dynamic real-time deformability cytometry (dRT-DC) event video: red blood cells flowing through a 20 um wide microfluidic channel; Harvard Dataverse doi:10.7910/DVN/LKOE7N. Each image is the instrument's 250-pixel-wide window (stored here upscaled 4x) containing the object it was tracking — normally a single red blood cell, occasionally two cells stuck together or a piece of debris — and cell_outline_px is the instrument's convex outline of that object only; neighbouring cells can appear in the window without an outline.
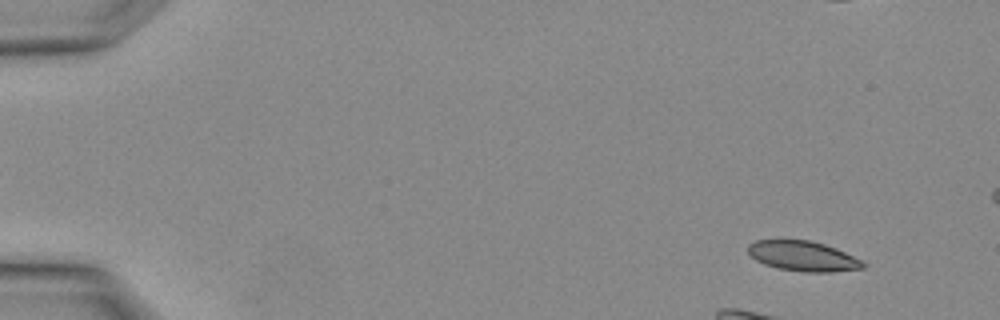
{"species": "Egyptian fruit bat (a non-hibernating species)", "species_latin": "Rousettus aegyptiacus", "temperature_condition": "warm", "stored_images_in_passage": 2, "segment_of_instrument_passage": [2, 2], "camera_frame_rate_fps": 3000, "um_per_image_px": 0.085, "animal": {"sex": "female"}, "frame": {"image": 1, "passage_image": 2, "time_ms": 0.333, "image_size_px": [1000, 320], "cell_outline_px": [[868, 264], [864, 268], [832, 272], [804, 272], [776, 268], [764, 264], [756, 260], [748, 252], [748, 244], [756, 240], [776, 236], [808, 240], [824, 244], [836, 248]], "centroid_in_image_um": [68.18, 21.72], "position_along_channel_um": 16.8, "area_um2": 20.87}}